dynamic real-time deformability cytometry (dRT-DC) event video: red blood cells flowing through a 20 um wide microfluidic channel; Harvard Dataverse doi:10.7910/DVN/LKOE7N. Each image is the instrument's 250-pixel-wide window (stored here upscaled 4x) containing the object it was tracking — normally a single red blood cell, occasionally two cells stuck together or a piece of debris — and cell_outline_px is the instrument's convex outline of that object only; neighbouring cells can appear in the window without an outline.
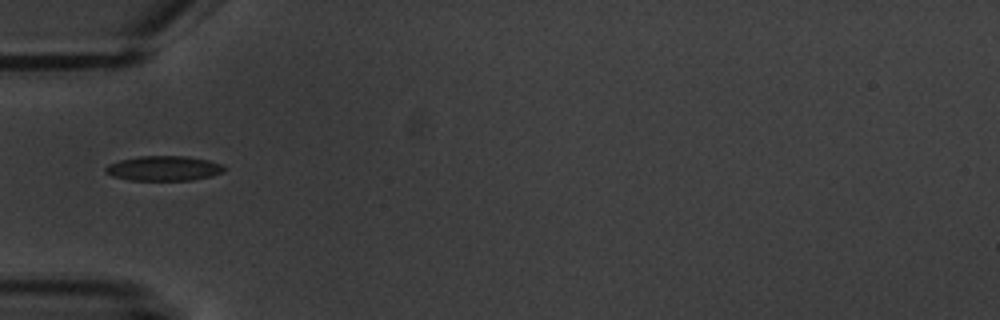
{"species": "common noctule bat (a hibernating species)", "species_latin": "Nyctalus noctula", "temperature_condition": "warm", "stored_images_in_passage": 2, "camera_frame_rate_fps": 3000, "um_per_image_px": 0.085, "animal": {"sex": "male", "body_mass_g": 20.1, "forearm_length_mm": 53.5}, "frame": {"image": 1, "passage_image": 1, "time_ms": 0.0, "image_size_px": [1000, 320], "cell_outline_px": [[228, 168], [224, 172], [212, 176], [192, 180], [128, 180], [112, 176], [104, 172], [104, 168], [108, 164], [120, 160], [140, 156], [188, 156], [208, 160], [220, 164]], "centroid_in_image_um": [13.93, 14.31], "position_along_channel_um": 71.1, "area_um2": 17.34}}